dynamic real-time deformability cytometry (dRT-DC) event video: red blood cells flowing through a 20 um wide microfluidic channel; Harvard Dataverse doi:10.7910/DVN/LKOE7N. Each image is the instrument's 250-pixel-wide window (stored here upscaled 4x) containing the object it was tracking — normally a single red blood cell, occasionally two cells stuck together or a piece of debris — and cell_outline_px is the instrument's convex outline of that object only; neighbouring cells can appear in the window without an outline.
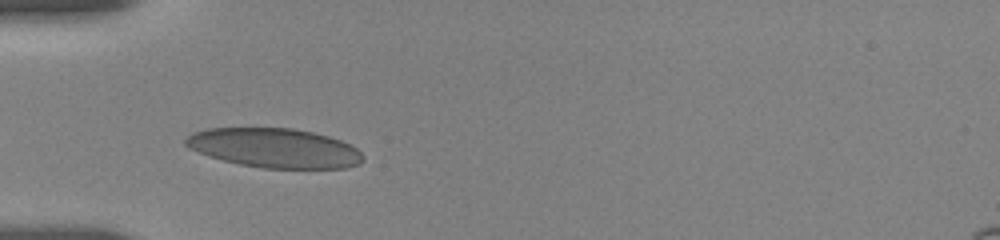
{"species": "human", "species_latin": "Homo sapiens", "temperature_condition": "room temperature", "stored_images_in_passage": 8, "camera_frame_rate_fps": 3000, "um_per_image_px": 0.085, "donor": {"sex": "female"}, "frame": {"image": 1, "passage_image": 7, "time_ms": 3.333, "image_size_px": [1000, 240], "cell_outline_px": [[364, 160], [360, 164], [348, 168], [264, 168], [240, 164], [208, 156], [188, 148], [184, 144], [184, 140], [192, 132], [208, 128], [292, 128], [312, 132], [328, 136], [340, 140], [356, 148], [364, 156]], "centroid_in_image_um": [23.32, 12.58], "position_along_channel_um": 61.7, "area_um2": 40.75}}
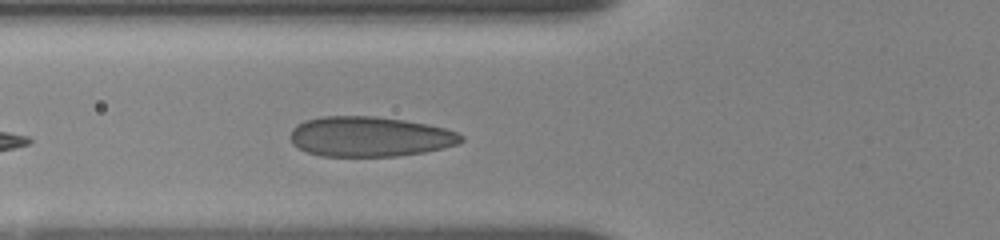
{"frame": {"image": 2, "passage_image": 8, "time_ms": 4.333, "image_size_px": [1000, 240], "cell_outline_px": [[464, 140], [460, 144], [424, 152], [396, 156], [320, 156], [308, 152], [292, 144], [288, 136], [292, 128], [296, 124], [304, 120], [320, 116], [376, 116], [404, 120], [428, 124], [444, 128], [456, 132], [464, 136]], "centroid_in_image_um": [31.4, 11.6], "position_along_channel_um": 94.4, "area_um2": 40.23}}